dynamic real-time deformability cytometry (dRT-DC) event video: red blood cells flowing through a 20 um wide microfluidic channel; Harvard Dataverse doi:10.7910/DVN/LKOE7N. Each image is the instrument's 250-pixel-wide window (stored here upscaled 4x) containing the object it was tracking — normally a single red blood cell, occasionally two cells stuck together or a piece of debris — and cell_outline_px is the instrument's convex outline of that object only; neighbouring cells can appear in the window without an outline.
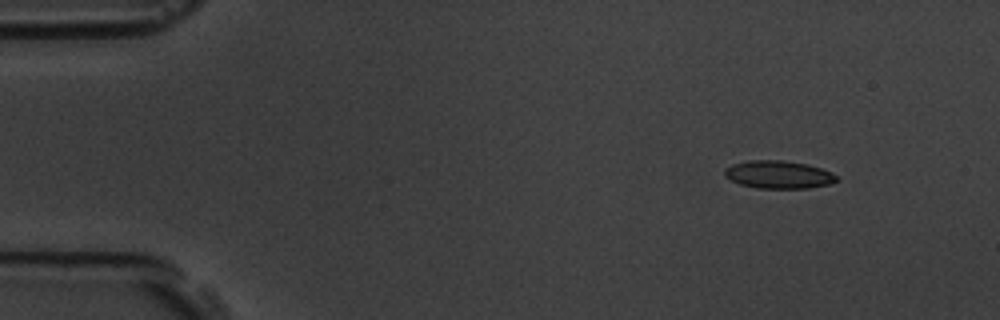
{"species": "common noctule bat (a hibernating species)", "species_latin": "Nyctalus noctula", "temperature_condition": "room temperature", "stored_images_in_passage": 5, "camera_frame_rate_fps": 3000, "um_per_image_px": 0.085, "animal": {"sex": "male", "body_mass_g": 19.5, "forearm_length_mm": 54.6}, "frame": {"image": 1, "passage_image": 2, "time_ms": 0.333, "image_size_px": [1000, 320], "cell_outline_px": [[840, 180], [832, 184], [808, 188], [756, 188], [740, 184], [724, 176], [724, 168], [732, 164], [748, 160], [780, 160], [808, 164], [832, 172]], "centroid_in_image_um": [66.19, 14.84], "position_along_channel_um": 18.8, "area_um2": 18.32}}
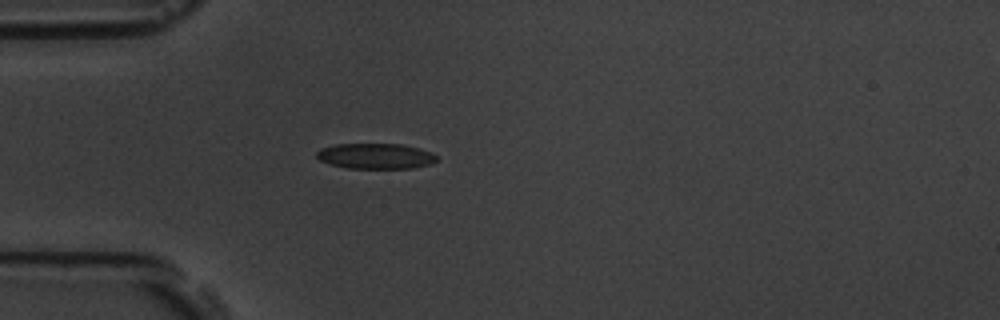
{"frame": {"image": 2, "passage_image": 5, "time_ms": 1.333, "image_size_px": [1000, 320], "cell_outline_px": [[436, 160], [432, 164], [412, 168], [348, 168], [328, 164], [320, 160], [316, 156], [316, 152], [320, 148], [336, 144], [400, 144], [420, 148], [436, 156]], "centroid_in_image_um": [31.88, 13.27], "position_along_channel_um": 53.1, "area_um2": 17.8}}